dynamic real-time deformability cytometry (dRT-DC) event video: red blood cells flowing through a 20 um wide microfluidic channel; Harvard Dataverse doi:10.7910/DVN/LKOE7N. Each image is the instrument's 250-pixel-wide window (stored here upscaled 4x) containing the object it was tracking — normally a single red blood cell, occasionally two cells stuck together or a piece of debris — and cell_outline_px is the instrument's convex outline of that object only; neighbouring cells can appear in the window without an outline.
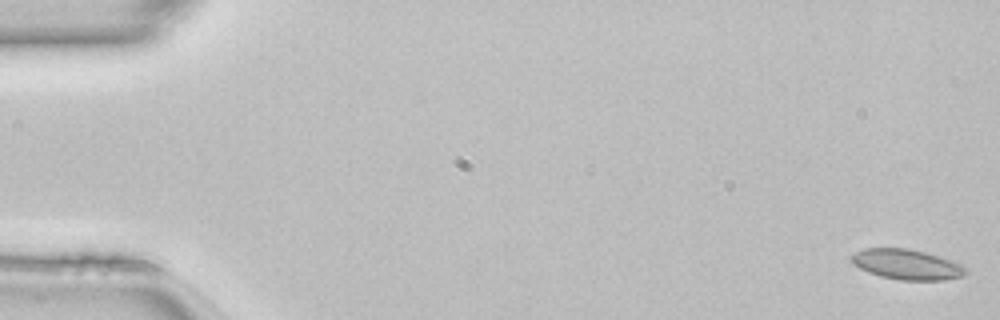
{"species": "common noctule bat (a hibernating species)", "species_latin": "Nyctalus noctula", "temperature_condition": "room temperature", "stored_images_in_passage": 50, "camera_frame_rate_fps": 3000, "um_per_image_px": 0.085, "animal": {"sex": "female", "body_mass_g": 22.7, "forearm_length_mm": 54.2}, "frame": {"image": 1, "passage_image": 1, "time_ms": 0.0, "image_size_px": [1000, 320], "cell_outline_px": [[968, 272], [960, 276], [944, 280], [900, 280], [880, 276], [868, 272], [852, 264], [848, 260], [848, 256], [864, 248], [908, 248], [924, 252], [952, 260], [964, 264], [968, 268]], "centroid_in_image_um": [77.06, 22.47], "position_along_channel_um": 7.9, "area_um2": 20.4}}
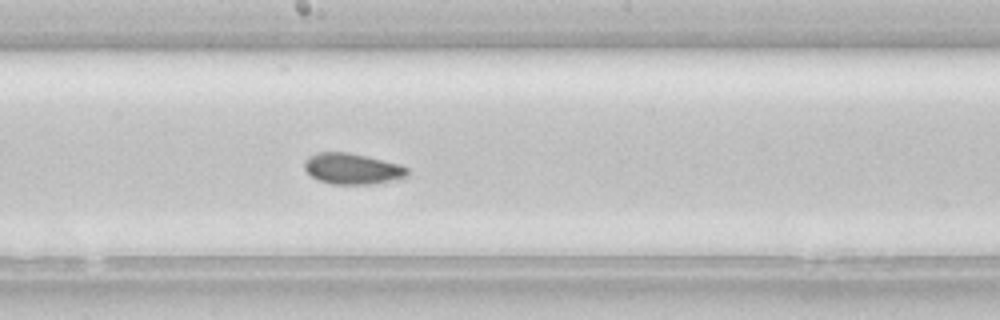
{"frame": {"image": 2, "passage_image": 27, "time_ms": 8.667, "image_size_px": [1000, 320], "cell_outline_px": [[408, 176], [396, 180], [372, 184], [332, 184], [320, 180], [312, 176], [304, 168], [304, 160], [308, 156], [316, 152], [348, 152], [396, 164], [408, 168]], "centroid_in_image_um": [29.92, 14.35], "position_along_channel_um": 218.3, "area_um2": 18.38}}
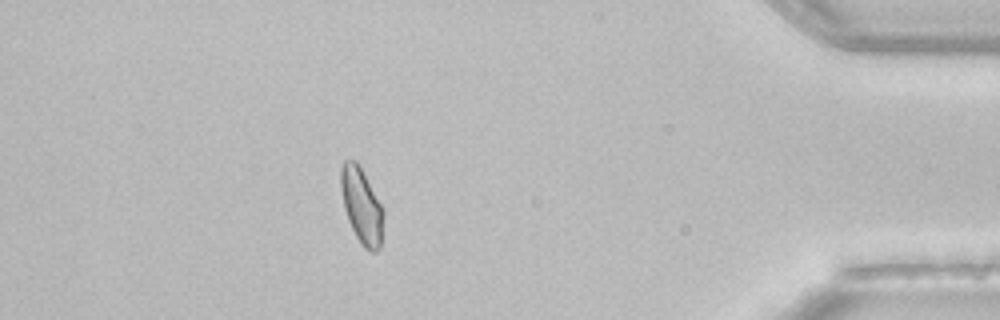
{"frame": {"image": 3, "passage_image": 44, "time_ms": 14.333, "image_size_px": [1000, 320], "cell_outline_px": [[384, 216], [380, 248], [376, 252], [372, 252], [364, 248], [356, 236], [348, 220], [344, 208], [340, 188], [340, 168], [344, 160], [356, 160], [384, 208]], "centroid_in_image_um": [30.74, 17.49], "position_along_channel_um": 404.5, "area_um2": 18.9}, "authors_computed_cell_mechanics": {"area_um2": 19.074, "velocity_mm_per_s": 4.1304, "shape_relaxation_time_tau1_ms": null, "shape_relaxation_time_tau2_ms": 2.6027, "deformation_change_tau1": null, "deformation_change_tau2": 0.0752}}